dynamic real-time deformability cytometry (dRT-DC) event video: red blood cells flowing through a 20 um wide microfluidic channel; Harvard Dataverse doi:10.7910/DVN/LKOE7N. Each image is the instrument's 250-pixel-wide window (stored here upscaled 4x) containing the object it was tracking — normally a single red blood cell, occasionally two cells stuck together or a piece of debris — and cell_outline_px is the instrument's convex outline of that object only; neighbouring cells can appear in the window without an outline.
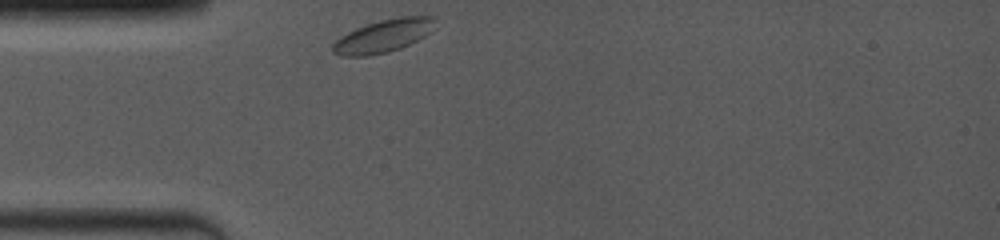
{"species": "common noctule bat (a hibernating species)", "species_latin": "Nyctalus noctula", "temperature_condition": "room temperature", "stored_images_in_passage": 3, "camera_frame_rate_fps": 4000, "um_per_image_px": 0.085, "animal": {"sex": "female", "body_mass_g": 19.0, "forearm_length_mm": 53.3}, "frame": {"image": 1, "passage_image": 1, "time_ms": 0.0, "image_size_px": [1000, 240], "cell_outline_px": [[436, 16], [428, 32], [424, 36], [400, 48], [388, 52], [368, 56], [340, 56], [332, 52], [332, 44], [340, 36], [356, 28], [380, 20], [400, 16]], "centroid_in_image_um": [32.51, 3.06], "position_along_channel_um": 52.5, "area_um2": 19.31}}
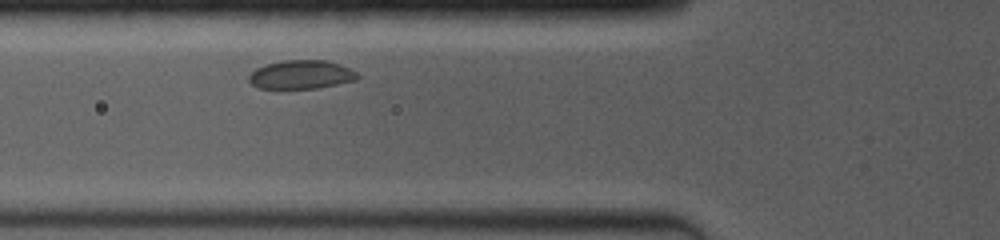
{"frame": {"image": 2, "passage_image": 3, "time_ms": 1.5, "image_size_px": [1000, 240], "cell_outline_px": [[360, 76], [356, 80], [316, 88], [256, 88], [248, 80], [248, 76], [256, 68], [264, 64], [284, 60], [324, 60], [340, 64], [356, 72]], "centroid_in_image_um": [25.57, 6.33], "position_along_channel_um": 100.2, "area_um2": 18.09}}